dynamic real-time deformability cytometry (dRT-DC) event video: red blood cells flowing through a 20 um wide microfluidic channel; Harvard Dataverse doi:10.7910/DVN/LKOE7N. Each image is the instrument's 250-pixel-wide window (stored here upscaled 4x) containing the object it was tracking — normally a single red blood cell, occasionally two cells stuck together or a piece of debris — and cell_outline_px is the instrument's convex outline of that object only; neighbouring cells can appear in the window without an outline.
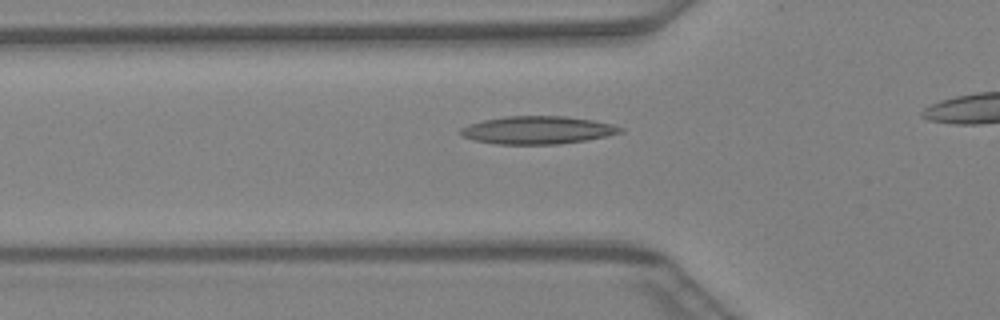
{"species": "Egyptian fruit bat (a non-hibernating species)", "species_latin": "Rousettus aegyptiacus", "temperature_condition": "warm", "stored_images_in_passage": 28, "camera_frame_rate_fps": 3000, "um_per_image_px": 0.085, "animal": {"sex": "female"}, "frame": {"image": 1, "passage_image": 6, "time_ms": 1.667, "image_size_px": [1000, 320], "cell_outline_px": [[624, 132], [608, 136], [560, 144], [496, 144], [472, 140], [460, 136], [460, 128], [468, 124], [484, 120], [504, 116], [564, 116], [592, 120], [612, 124], [624, 128]], "centroid_in_image_um": [45.67, 11.06], "position_along_channel_um": 80.1, "area_um2": 26.07}}
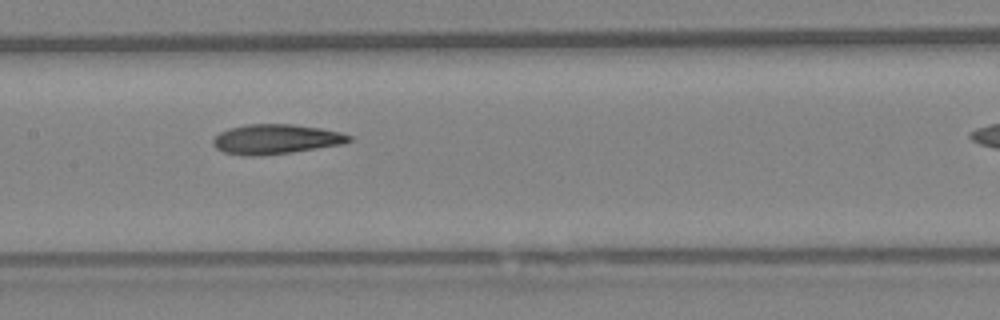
{"frame": {"image": 2, "passage_image": 13, "time_ms": 4.0, "image_size_px": [1000, 320], "cell_outline_px": [[352, 140], [344, 144], [292, 152], [260, 156], [244, 156], [224, 152], [216, 148], [212, 144], [212, 140], [220, 132], [228, 128], [244, 124], [292, 124], [320, 128], [340, 132], [352, 136]], "centroid_in_image_um": [23.43, 11.83], "position_along_channel_um": 184.0, "area_um2": 23.76}}
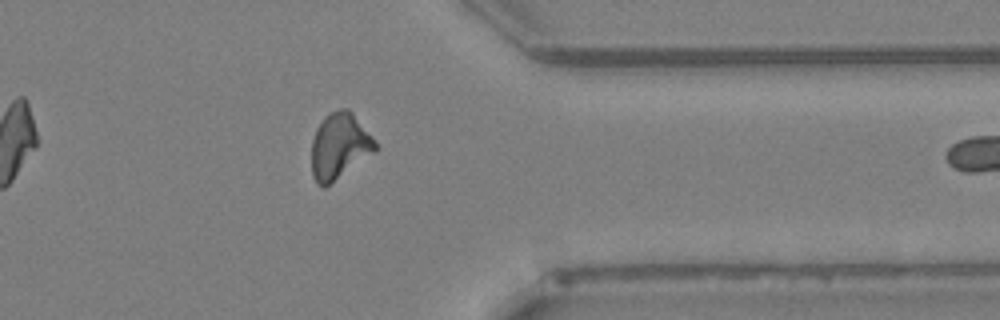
{"frame": {"image": 3, "passage_image": 27, "time_ms": 8.667, "image_size_px": [1000, 320], "cell_outline_px": [[376, 152], [324, 188], [316, 184], [312, 176], [312, 140], [316, 128], [324, 116], [340, 108], [348, 108], [352, 112], [372, 136], [376, 144]], "centroid_in_image_um": [28.84, 12.43], "position_along_channel_um": 382.6, "area_um2": 24.57}}